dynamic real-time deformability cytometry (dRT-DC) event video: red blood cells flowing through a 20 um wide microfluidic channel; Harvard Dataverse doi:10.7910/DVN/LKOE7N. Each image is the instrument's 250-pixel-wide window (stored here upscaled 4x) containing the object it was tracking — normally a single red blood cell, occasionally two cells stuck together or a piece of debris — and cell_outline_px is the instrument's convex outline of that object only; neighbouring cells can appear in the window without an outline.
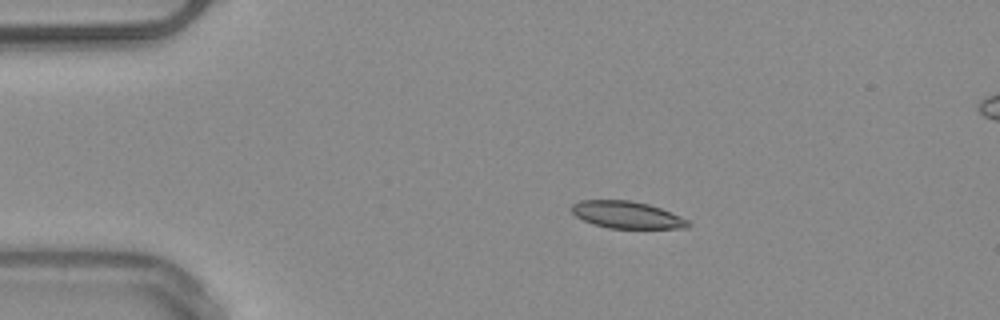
{"species": "common noctule bat (a hibernating species)", "species_latin": "Nyctalus noctula", "temperature_condition": "warm", "stored_images_in_passage": 4, "camera_frame_rate_fps": 3000, "um_per_image_px": 0.085, "animal": {"sex": "male", "body_mass_g": 20.4}, "frame": {"image": 1, "passage_image": 2, "time_ms": 2.333, "image_size_px": [1000, 320], "cell_outline_px": [[692, 224], [688, 228], [608, 228], [584, 220], [576, 216], [572, 212], [572, 204], [580, 200], [632, 200], [648, 204], [660, 208], [680, 216], [688, 220]], "centroid_in_image_um": [53.31, 18.26], "position_along_channel_um": 31.7, "area_um2": 18.26}}